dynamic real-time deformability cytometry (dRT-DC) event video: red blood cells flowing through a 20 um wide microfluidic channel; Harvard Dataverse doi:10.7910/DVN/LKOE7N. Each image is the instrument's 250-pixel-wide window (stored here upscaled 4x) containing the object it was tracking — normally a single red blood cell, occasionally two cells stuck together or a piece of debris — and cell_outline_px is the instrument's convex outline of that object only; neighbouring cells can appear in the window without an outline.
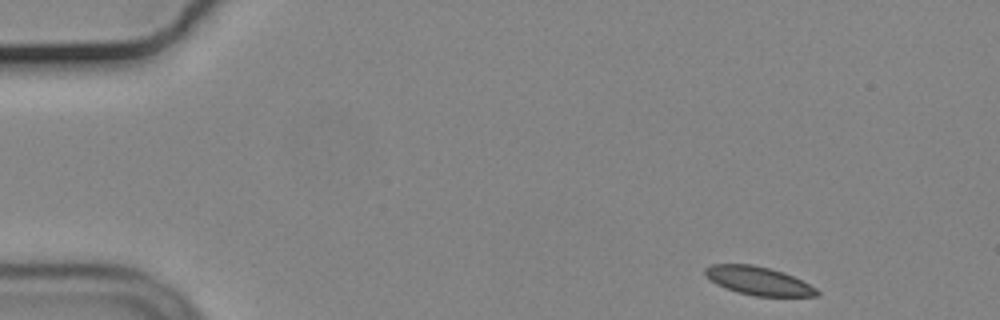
{"species": "common noctule bat (a hibernating species)", "species_latin": "Nyctalus noctula", "temperature_condition": "cold", "stored_images_in_passage": 51, "camera_frame_rate_fps": 3000, "um_per_image_px": 0.085, "animal": {"sex": "male", "body_mass_g": 19.2, "forearm_length_mm": 51.8}, "frame": {"image": 1, "passage_image": 1, "time_ms": 0.0, "image_size_px": [1000, 320], "cell_outline_px": [[820, 296], [756, 296], [736, 292], [716, 284], [704, 272], [704, 268], [712, 264], [752, 264], [784, 272], [816, 288], [820, 292]], "centroid_in_image_um": [64.47, 23.87], "position_along_channel_um": 20.5, "area_um2": 18.32}}
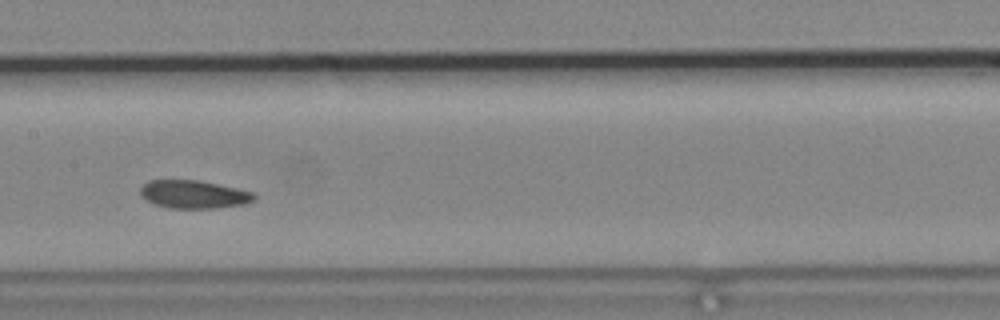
{"frame": {"image": 2, "passage_image": 23, "time_ms": 7.333, "image_size_px": [1000, 320], "cell_outline_px": [[256, 196], [252, 200], [244, 204], [216, 208], [168, 208], [152, 204], [140, 192], [140, 188], [148, 180], [200, 180], [236, 188], [252, 192]], "centroid_in_image_um": [16.45, 16.52], "position_along_channel_um": 191.0, "area_um2": 18.5}}
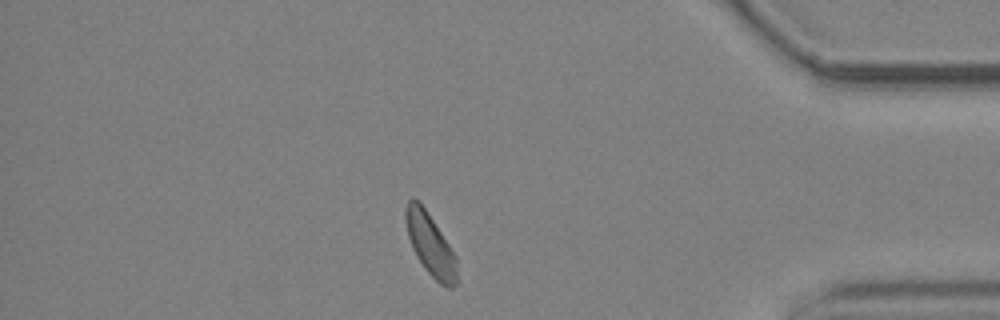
{"frame": {"image": 3, "passage_image": 43, "time_ms": 14.0, "image_size_px": [1000, 320], "cell_outline_px": [[460, 280], [452, 288], [448, 288], [440, 284], [424, 268], [416, 256], [412, 248], [408, 236], [404, 216], [404, 208], [408, 200], [412, 196], [424, 208], [456, 256]], "centroid_in_image_um": [36.59, 20.85], "position_along_channel_um": 398.6, "area_um2": 18.61}, "authors_computed_cell_mechanics": {"area_um2": 18.9584, "velocity_mm_per_s": 3.6418, "shape_relaxation_time_tau1_ms": null, "shape_relaxation_time_tau2_ms": 10.137, "deformation_change_tau1": null, "deformation_change_tau2": 0.1489}}